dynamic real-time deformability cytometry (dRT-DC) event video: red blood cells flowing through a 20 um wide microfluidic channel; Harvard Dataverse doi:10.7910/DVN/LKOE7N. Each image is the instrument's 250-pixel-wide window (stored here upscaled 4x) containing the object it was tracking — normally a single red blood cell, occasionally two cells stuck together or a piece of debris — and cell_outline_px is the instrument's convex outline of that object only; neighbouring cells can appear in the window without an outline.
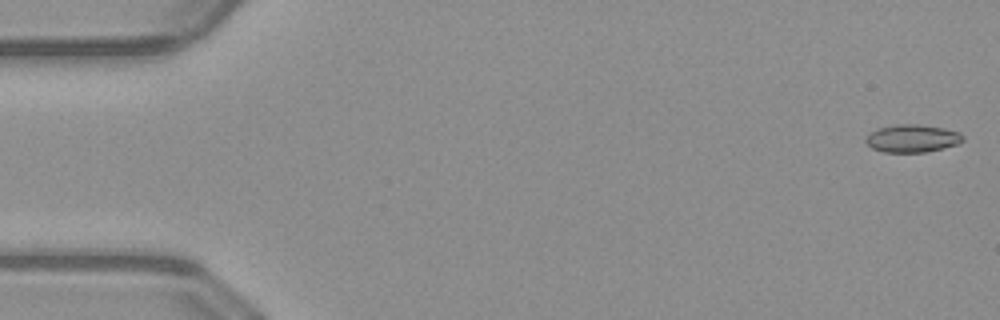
{"species": "common noctule bat (a hibernating species)", "species_latin": "Nyctalus noctula", "temperature_condition": "warm", "stored_images_in_passage": 51, "camera_frame_rate_fps": 3000, "um_per_image_px": 0.085, "animal": {"sex": "male", "body_mass_g": 23.1, "forearm_length_mm": 52.7}, "frame": {"image": 1, "passage_image": 1, "time_ms": 0.0, "image_size_px": [1000, 320], "cell_outline_px": [[964, 140], [956, 144], [924, 152], [884, 152], [872, 148], [864, 140], [868, 132], [876, 128], [896, 124], [920, 124], [944, 128], [960, 132], [964, 136]], "centroid_in_image_um": [77.5, 11.74], "position_along_channel_um": 7.5, "area_um2": 15.78}}
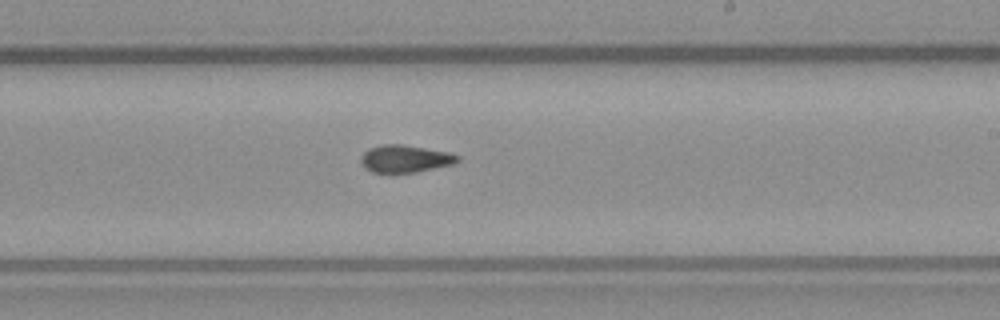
{"frame": {"image": 2, "passage_image": 30, "time_ms": 9.667, "image_size_px": [1000, 320], "cell_outline_px": [[460, 160], [456, 164], [416, 172], [372, 172], [364, 168], [360, 160], [360, 156], [368, 148], [384, 144], [404, 144], [448, 152], [460, 156]], "centroid_in_image_um": [34.45, 13.49], "position_along_channel_um": 254.6, "area_um2": 15.61}}
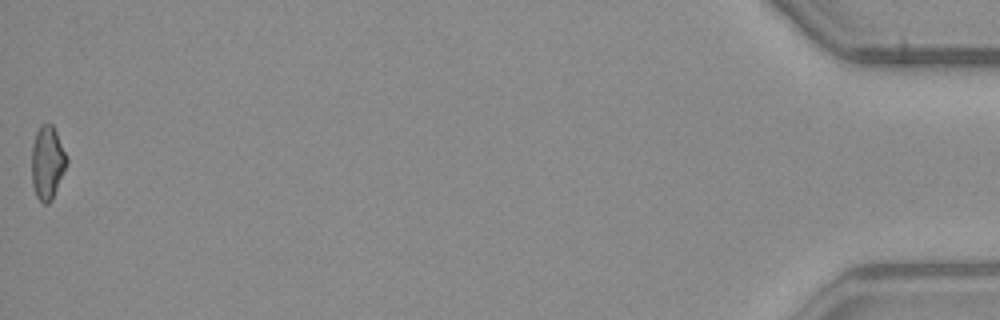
{"frame": {"image": 3, "passage_image": 51, "time_ms": 16.667, "image_size_px": [1000, 320], "cell_outline_px": [[68, 164], [52, 200], [48, 204], [44, 204], [36, 196], [32, 184], [32, 144], [36, 132], [40, 124], [52, 124], [68, 156]], "centroid_in_image_um": [4.04, 13.83], "position_along_channel_um": 431.2, "area_um2": 15.2}, "authors_computed_cell_mechanics": {"area_um2": 15.4326, "velocity_mm_per_s": 4.061, "shape_relaxation_time_tau1_ms": null, "shape_relaxation_time_tau2_ms": 4.7981, "deformation_change_tau1": null, "deformation_change_tau2": 0.0924}}